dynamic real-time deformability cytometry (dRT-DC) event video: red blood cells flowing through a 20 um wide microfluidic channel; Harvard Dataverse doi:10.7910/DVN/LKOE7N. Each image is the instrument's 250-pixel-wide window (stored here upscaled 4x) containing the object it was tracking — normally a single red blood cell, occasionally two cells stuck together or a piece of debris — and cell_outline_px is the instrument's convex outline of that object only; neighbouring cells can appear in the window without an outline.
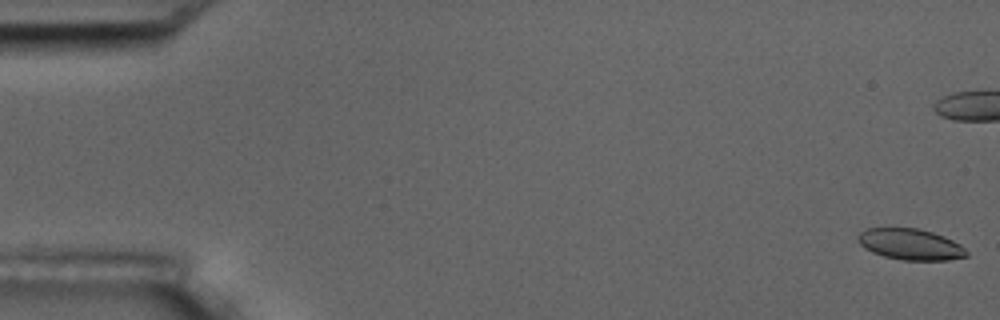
{"species": "common noctule bat (a hibernating species)", "species_latin": "Nyctalus noctula", "temperature_condition": "room temperature", "stored_images_in_passage": 58, "camera_frame_rate_fps": 3000, "um_per_image_px": 0.085, "animal": {"sex": "male", "body_mass_g": 17.5, "forearm_length_mm": 52.3}, "frame": {"image": 1, "passage_image": 1, "time_ms": 0.0, "image_size_px": [1000, 320], "cell_outline_px": [[968, 256], [948, 260], [904, 260], [884, 256], [872, 252], [864, 248], [856, 240], [856, 236], [860, 232], [868, 228], [920, 228], [944, 236], [960, 244], [968, 252]], "centroid_in_image_um": [77.37, 20.76], "position_along_channel_um": 7.6, "area_um2": 19.77}}